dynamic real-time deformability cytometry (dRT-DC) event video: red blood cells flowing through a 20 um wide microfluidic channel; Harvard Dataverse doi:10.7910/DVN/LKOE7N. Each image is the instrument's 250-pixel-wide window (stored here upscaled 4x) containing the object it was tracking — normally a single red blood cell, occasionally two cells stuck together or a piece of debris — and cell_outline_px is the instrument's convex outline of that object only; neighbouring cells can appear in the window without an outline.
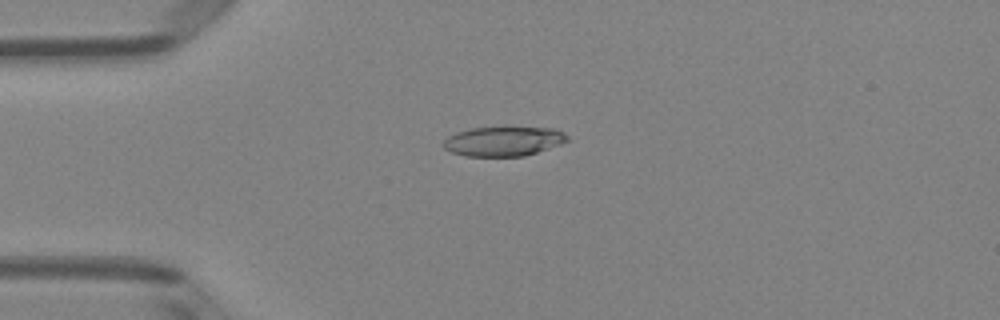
{"species": "Egyptian fruit bat (a non-hibernating species)", "species_latin": "Rousettus aegyptiacus", "temperature_condition": "room temperature", "stored_images_in_passage": 50, "camera_frame_rate_fps": 3000, "um_per_image_px": 0.085, "animal": {"sex": "female"}, "frame": {"image": 1, "passage_image": 13, "time_ms": 4.0, "image_size_px": [1000, 320], "cell_outline_px": [[568, 140], [560, 144], [524, 156], [464, 156], [452, 152], [444, 148], [444, 140], [448, 136], [456, 132], [472, 128], [504, 124], [552, 128], [564, 132], [568, 136]], "centroid_in_image_um": [42.81, 11.95], "position_along_channel_um": 42.2, "area_um2": 22.14}}
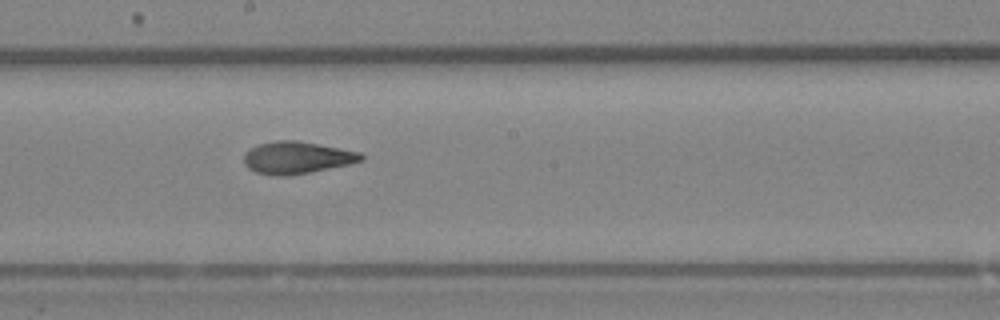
{"frame": {"image": 2, "passage_image": 28, "time_ms": 9.0, "image_size_px": [1000, 320], "cell_outline_px": [[364, 160], [348, 164], [308, 172], [284, 176], [276, 176], [256, 172], [248, 168], [244, 164], [244, 152], [260, 144], [276, 140], [296, 140], [340, 148], [360, 152], [364, 156]], "centroid_in_image_um": [25.22, 13.39], "position_along_channel_um": 223.0, "area_um2": 21.73}}
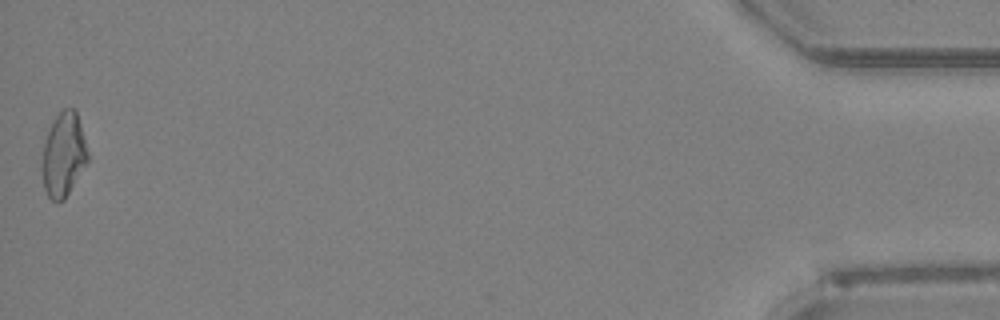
{"frame": {"image": 3, "passage_image": 50, "time_ms": 16.333, "image_size_px": [1000, 320], "cell_outline_px": [[88, 160], [64, 200], [56, 204], [48, 196], [44, 188], [40, 168], [44, 140], [52, 120], [64, 108], [76, 108], [88, 152]], "centroid_in_image_um": [5.36, 13.15], "position_along_channel_um": 429.8, "area_um2": 22.66}, "authors_computed_cell_mechanics": {"area_um2": 22.0507, "velocity_mm_per_s": 4.1103, "shape_relaxation_time_tau1_ms": 4.9307, "shape_relaxation_time_tau2_ms": 2.124, "deformation_change_tau1": 0.1625, "deformation_change_tau2": 0.0726}}